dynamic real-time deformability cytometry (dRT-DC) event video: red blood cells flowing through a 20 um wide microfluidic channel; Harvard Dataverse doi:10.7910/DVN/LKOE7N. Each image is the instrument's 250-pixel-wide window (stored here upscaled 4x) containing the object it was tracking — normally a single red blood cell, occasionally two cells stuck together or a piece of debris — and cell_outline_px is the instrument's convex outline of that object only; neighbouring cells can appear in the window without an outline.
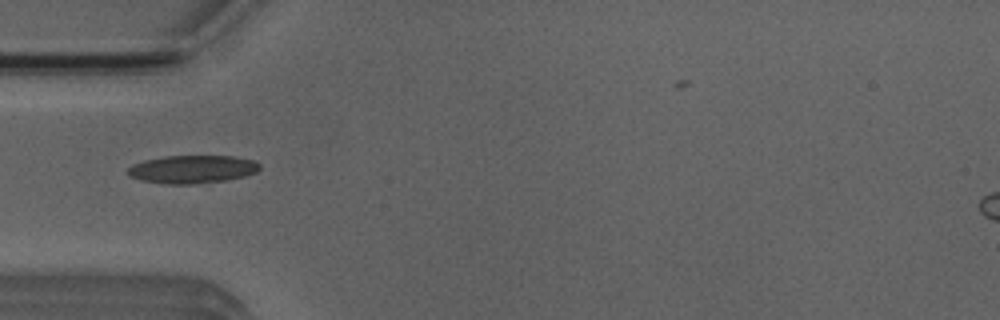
{"species": "Egyptian fruit bat (a non-hibernating species)", "species_latin": "Rousettus aegyptiacus", "temperature_condition": "room temperature", "stored_images_in_passage": 3, "camera_frame_rate_fps": 3000, "um_per_image_px": 0.085, "animal": {"sex": "male"}, "frame": {"image": 1, "passage_image": 2, "time_ms": 1.333, "image_size_px": [1000, 320], "cell_outline_px": [[260, 168], [256, 172], [244, 176], [228, 180], [192, 184], [164, 184], [140, 180], [132, 176], [128, 172], [128, 168], [132, 164], [144, 160], [164, 156], [232, 156], [252, 160], [260, 164]], "centroid_in_image_um": [16.34, 14.39], "position_along_channel_um": 68.7, "area_um2": 21.5}}